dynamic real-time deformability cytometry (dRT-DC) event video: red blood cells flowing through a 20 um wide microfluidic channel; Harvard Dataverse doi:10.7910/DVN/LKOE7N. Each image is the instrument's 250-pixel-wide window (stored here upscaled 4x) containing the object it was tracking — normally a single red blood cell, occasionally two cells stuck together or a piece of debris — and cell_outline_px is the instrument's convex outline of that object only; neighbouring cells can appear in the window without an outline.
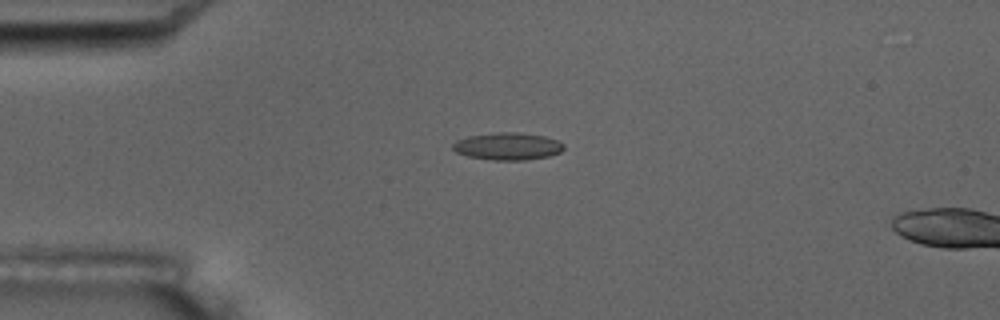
{"species": "common noctule bat (a hibernating species)", "species_latin": "Nyctalus noctula", "temperature_condition": "room temperature", "stored_images_in_passage": 6, "camera_frame_rate_fps": 3000, "um_per_image_px": 0.085, "animal": {"sex": "male", "body_mass_g": 17.5, "forearm_length_mm": 52.3}, "frame": {"image": 1, "passage_image": 5, "time_ms": 4.667, "image_size_px": [1000, 320], "cell_outline_px": [[564, 148], [560, 152], [548, 156], [528, 160], [492, 160], [468, 156], [456, 152], [452, 148], [452, 144], [456, 140], [468, 136], [496, 132], [520, 132], [544, 136], [560, 140], [564, 144]], "centroid_in_image_um": [43.17, 12.43], "position_along_channel_um": 41.8, "area_um2": 17.86}}